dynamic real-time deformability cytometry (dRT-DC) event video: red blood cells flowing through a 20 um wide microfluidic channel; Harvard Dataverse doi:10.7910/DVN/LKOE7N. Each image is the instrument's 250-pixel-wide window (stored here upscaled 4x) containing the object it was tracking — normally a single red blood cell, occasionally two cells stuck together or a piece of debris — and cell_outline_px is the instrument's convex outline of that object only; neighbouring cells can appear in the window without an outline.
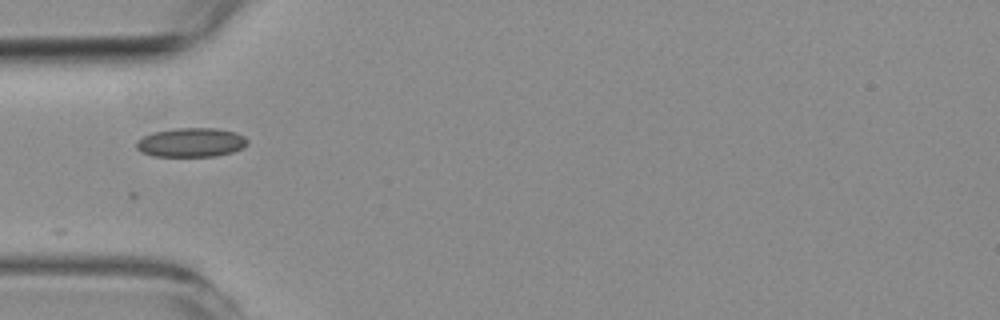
{"species": "common noctule bat (a hibernating species)", "species_latin": "Nyctalus noctula", "temperature_condition": "room temperature", "stored_images_in_passage": 9, "camera_frame_rate_fps": 3000, "um_per_image_px": 0.085, "animal": {"sex": "female", "body_mass_g": 19.3, "forearm_length_mm": 54.1}, "frame": {"image": 1, "passage_image": 1, "time_ms": 0.0, "image_size_px": [1000, 320], "cell_outline_px": [[248, 144], [244, 148], [232, 152], [216, 156], [152, 156], [140, 152], [136, 148], [136, 140], [152, 132], [176, 128], [216, 128], [236, 132], [244, 136], [248, 140]], "centroid_in_image_um": [16.25, 12.11], "position_along_channel_um": 68.8, "area_um2": 19.07}}
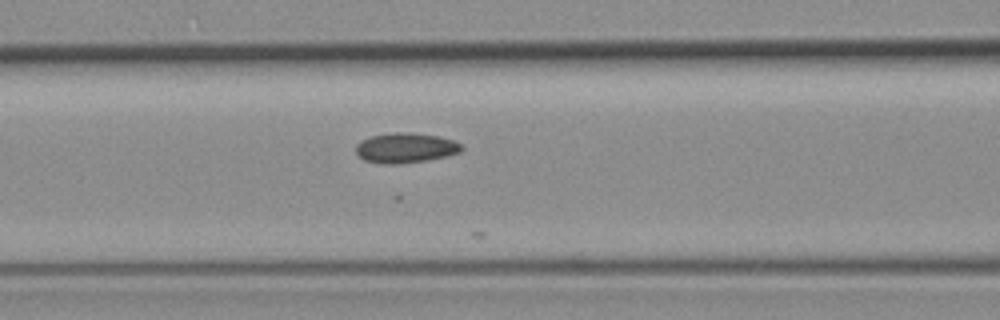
{"frame": {"image": 2, "passage_image": 6, "time_ms": 1.667, "image_size_px": [1000, 320], "cell_outline_px": [[464, 148], [460, 152], [444, 156], [424, 160], [396, 164], [384, 164], [364, 160], [356, 152], [356, 144], [372, 136], [392, 132], [408, 132], [440, 136], [456, 140]], "centroid_in_image_um": [34.49, 12.55], "position_along_channel_um": 132.1, "area_um2": 18.32}}